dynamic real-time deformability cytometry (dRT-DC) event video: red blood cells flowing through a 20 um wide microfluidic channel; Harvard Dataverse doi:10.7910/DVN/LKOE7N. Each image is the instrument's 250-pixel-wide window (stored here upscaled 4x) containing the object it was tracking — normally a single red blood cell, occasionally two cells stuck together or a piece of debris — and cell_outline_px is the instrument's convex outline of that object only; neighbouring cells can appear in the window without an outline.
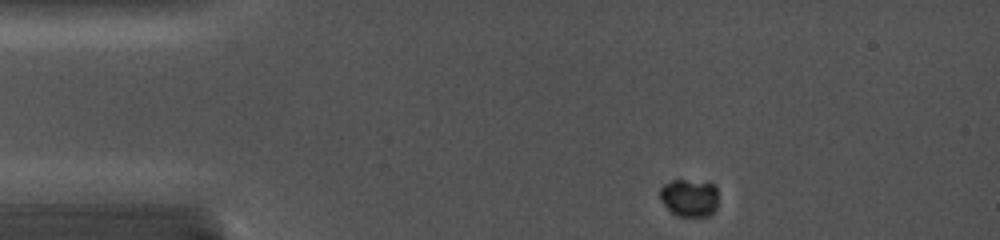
{"species": "common noctule bat (a hibernating species)", "species_latin": "Nyctalus noctula", "temperature_condition": "cold", "stored_images_in_passage": 51, "camera_frame_rate_fps": 5000, "um_per_image_px": 0.085, "animal": {"sex": "female", "body_mass_g": 19.0, "forearm_length_mm": 56.7}, "frame": {"image": 1, "passage_image": 1, "time_ms": 0.0, "image_size_px": [1000, 240], "cell_outline_px": [[716, 208], [708, 216], [676, 216], [664, 204], [660, 196], [660, 188], [664, 184], [672, 180], [708, 180], [716, 188]], "centroid_in_image_um": [58.6, 16.78], "position_along_channel_um": 26.4, "area_um2": 12.83}}
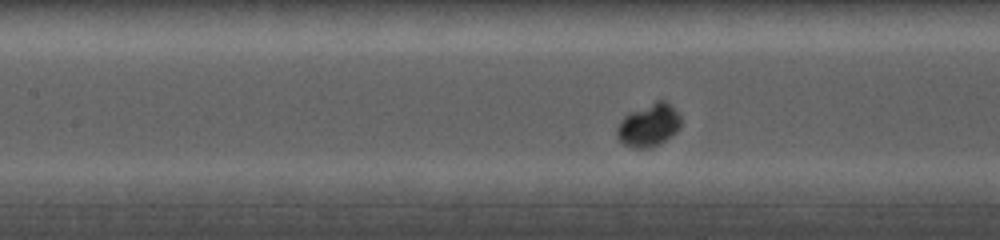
{"frame": {"image": 2, "passage_image": 20, "time_ms": 4.8, "image_size_px": [1000, 240], "cell_outline_px": [[680, 128], [676, 132], [664, 140], [648, 148], [632, 148], [624, 144], [616, 136], [616, 128], [624, 116], [628, 112], [656, 100], [664, 100], [680, 116]], "centroid_in_image_um": [55.11, 10.63], "position_along_channel_um": 152.3, "area_um2": 15.78}}
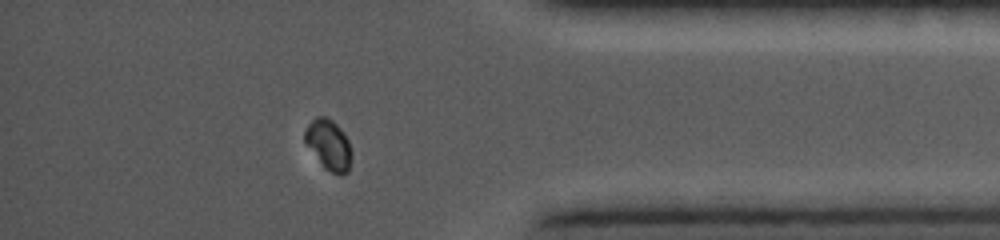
{"frame": {"image": 3, "passage_image": 45, "time_ms": 11.6, "image_size_px": [1000, 240], "cell_outline_px": [[352, 156], [348, 172], [340, 176], [324, 168], [304, 140], [304, 132], [308, 124], [316, 116], [324, 116], [332, 120], [340, 128], [348, 140], [352, 152]], "centroid_in_image_um": [27.96, 12.31], "position_along_channel_um": 407.2, "area_um2": 13.64}}